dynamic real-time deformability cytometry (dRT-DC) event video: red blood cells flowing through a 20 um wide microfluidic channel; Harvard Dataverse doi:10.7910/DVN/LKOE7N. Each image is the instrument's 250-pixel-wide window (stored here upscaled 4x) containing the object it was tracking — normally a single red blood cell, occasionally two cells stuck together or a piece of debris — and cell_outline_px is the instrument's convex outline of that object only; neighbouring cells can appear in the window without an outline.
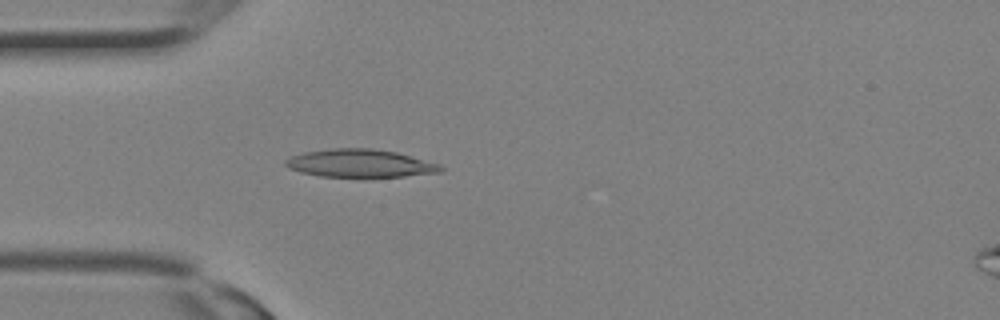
{"species": "Egyptian fruit bat (a non-hibernating species)", "species_latin": "Rousettus aegyptiacus", "temperature_condition": "room temperature", "stored_images_in_passage": 10, "camera_frame_rate_fps": 3000, "um_per_image_px": 0.085, "animal": {"sex": "female"}, "frame": {"image": 1, "passage_image": 4, "time_ms": 1.0, "image_size_px": [1000, 320], "cell_outline_px": [[444, 168], [440, 172], [404, 176], [320, 176], [300, 172], [288, 168], [284, 164], [284, 160], [288, 156], [304, 152], [332, 148], [372, 148], [396, 152], [440, 164]], "centroid_in_image_um": [30.55, 13.87], "position_along_channel_um": 54.4, "area_um2": 25.14}}
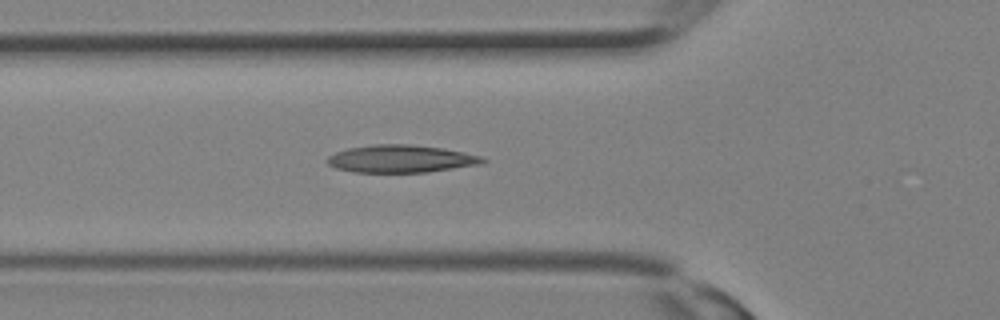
{"frame": {"image": 2, "passage_image": 6, "time_ms": 1.667, "image_size_px": [1000, 320], "cell_outline_px": [[488, 160], [480, 164], [428, 172], [356, 172], [336, 168], [328, 164], [328, 156], [336, 152], [348, 148], [372, 144], [408, 144], [444, 148], [484, 156]], "centroid_in_image_um": [34.12, 13.49], "position_along_channel_um": 91.7, "area_um2": 24.97}}
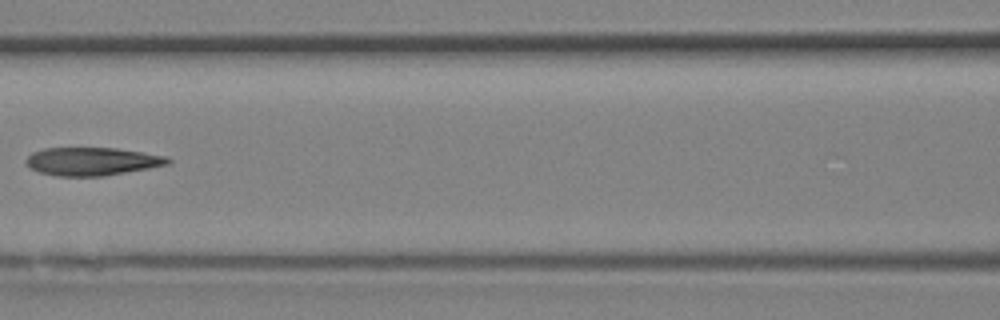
{"frame": {"image": 3, "passage_image": 9, "time_ms": 2.667, "image_size_px": [1000, 320], "cell_outline_px": [[172, 160], [168, 164], [148, 168], [104, 176], [60, 176], [40, 172], [32, 168], [24, 160], [32, 152], [44, 148], [116, 148], [168, 156]], "centroid_in_image_um": [7.84, 13.71], "position_along_channel_um": 158.8, "area_um2": 23.06}}